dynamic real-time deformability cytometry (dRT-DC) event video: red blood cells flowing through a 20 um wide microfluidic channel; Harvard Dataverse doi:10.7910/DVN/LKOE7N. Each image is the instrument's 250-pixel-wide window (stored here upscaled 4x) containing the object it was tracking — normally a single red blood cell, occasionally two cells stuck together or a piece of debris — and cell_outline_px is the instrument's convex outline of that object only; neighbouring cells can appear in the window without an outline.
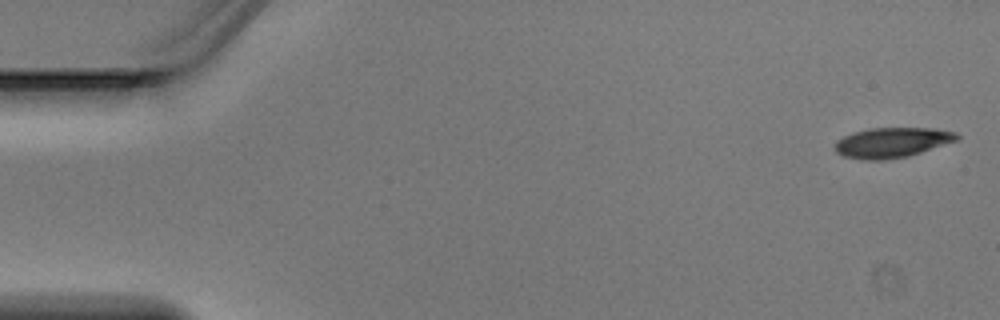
{"species": "Egyptian fruit bat (a non-hibernating species)", "species_latin": "Rousettus aegyptiacus", "temperature_condition": "warm", "stored_images_in_passage": 6, "camera_frame_rate_fps": 3000, "um_per_image_px": 0.085, "animal": {"sex": "male"}, "frame": {"image": 1, "passage_image": 1, "time_ms": 0.0, "image_size_px": [1000, 320], "cell_outline_px": [[960, 136], [956, 140], [908, 156], [884, 160], [860, 160], [844, 156], [836, 152], [836, 140], [852, 132], [868, 128], [932, 128], [956, 132]], "centroid_in_image_um": [75.78, 12.11], "position_along_channel_um": 9.2, "area_um2": 21.27}}
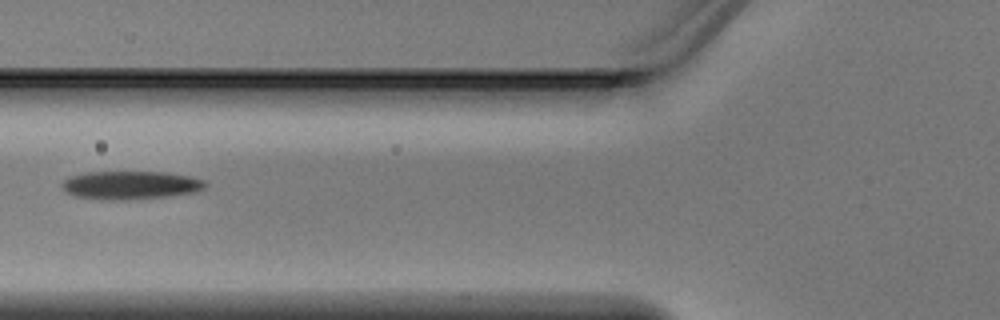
{"frame": {"image": 2, "passage_image": 5, "time_ms": 1.333, "image_size_px": [1000, 320], "cell_outline_px": [[208, 184], [204, 188], [196, 192], [168, 196], [128, 200], [112, 200], [76, 196], [68, 192], [60, 184], [68, 176], [88, 172], [164, 172], [192, 176], [204, 180]], "centroid_in_image_um": [11.14, 15.73], "position_along_channel_um": 114.7, "area_um2": 23.64}}
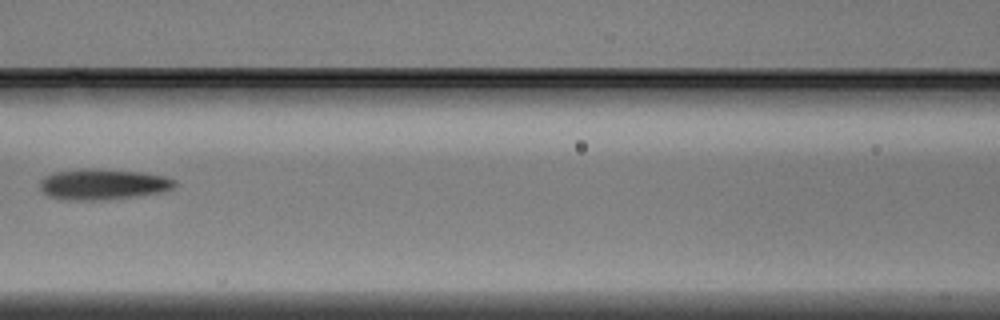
{"frame": {"image": 3, "passage_image": 6, "time_ms": 1.667, "image_size_px": [1000, 320], "cell_outline_px": [[176, 184], [172, 188], [164, 192], [132, 196], [92, 200], [72, 200], [48, 196], [40, 188], [40, 180], [44, 176], [56, 172], [84, 168], [140, 172], [164, 176], [176, 180]], "centroid_in_image_um": [8.74, 15.65], "position_along_channel_um": 157.9, "area_um2": 23.76}}